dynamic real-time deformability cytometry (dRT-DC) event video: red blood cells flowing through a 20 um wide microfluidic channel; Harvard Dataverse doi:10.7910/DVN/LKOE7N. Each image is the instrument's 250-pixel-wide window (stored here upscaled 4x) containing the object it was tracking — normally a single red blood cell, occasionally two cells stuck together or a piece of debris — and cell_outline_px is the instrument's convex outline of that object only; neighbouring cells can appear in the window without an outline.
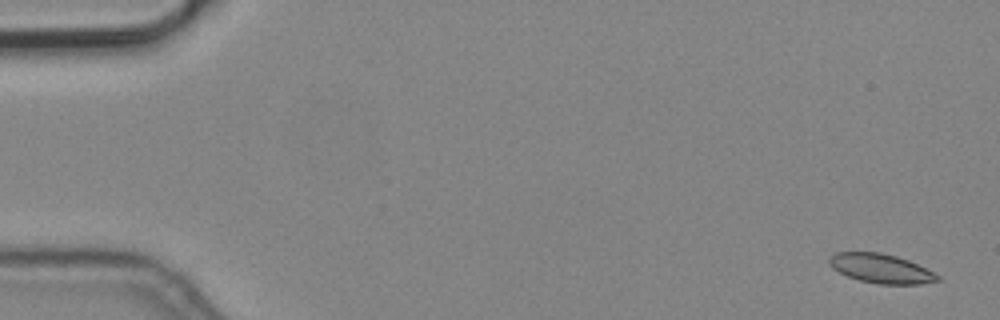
{"species": "common noctule bat (a hibernating species)", "species_latin": "Nyctalus noctula", "temperature_condition": "cold", "stored_images_in_passage": 6, "camera_frame_rate_fps": 3000, "um_per_image_px": 0.085, "animal": {"sex": "male", "body_mass_g": 19.2, "forearm_length_mm": 51.8}, "frame": {"image": 1, "passage_image": 1, "time_ms": 0.0, "image_size_px": [1000, 320], "cell_outline_px": [[944, 280], [920, 284], [880, 284], [860, 280], [848, 276], [832, 268], [828, 264], [828, 256], [836, 252], [880, 252], [896, 256], [908, 260], [940, 276]], "centroid_in_image_um": [74.87, 22.82], "position_along_channel_um": 10.1, "area_um2": 18.44}}
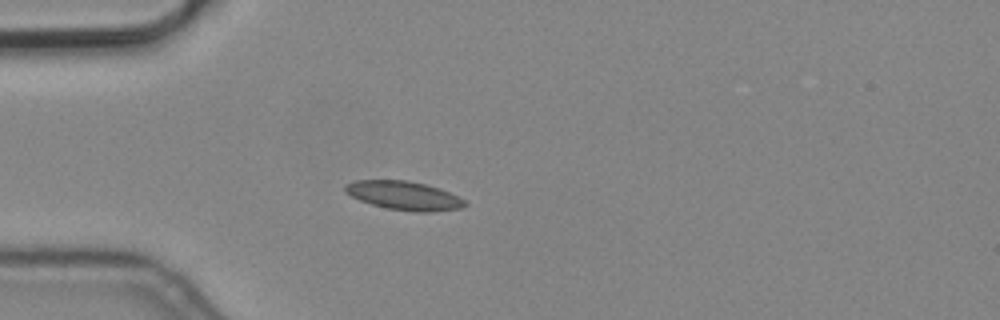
{"frame": {"image": 2, "passage_image": 5, "time_ms": 1.333, "image_size_px": [1000, 320], "cell_outline_px": [[468, 204], [460, 208], [432, 212], [416, 212], [388, 208], [372, 204], [360, 200], [344, 192], [344, 184], [356, 180], [408, 180], [440, 188], [464, 200]], "centroid_in_image_um": [34.32, 16.62], "position_along_channel_um": 50.7, "area_um2": 19.94}}